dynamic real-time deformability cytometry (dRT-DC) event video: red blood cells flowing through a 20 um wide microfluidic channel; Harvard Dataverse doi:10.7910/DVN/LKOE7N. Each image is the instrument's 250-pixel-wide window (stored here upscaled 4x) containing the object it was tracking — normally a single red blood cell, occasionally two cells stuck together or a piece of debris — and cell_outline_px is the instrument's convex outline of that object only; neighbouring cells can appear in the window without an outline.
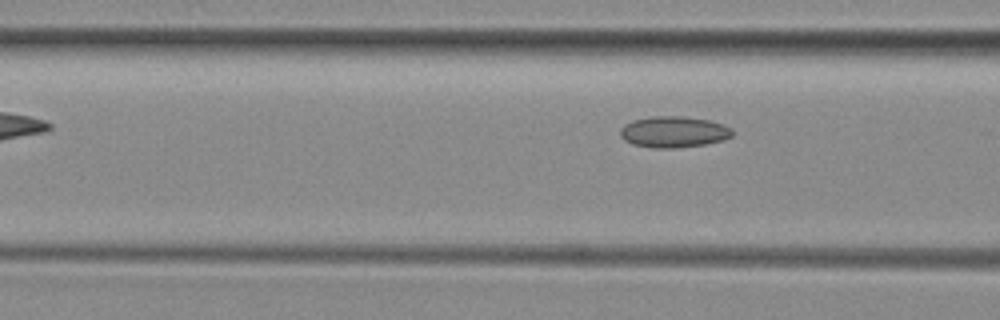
{"species": "common noctule bat (a hibernating species)", "species_latin": "Nyctalus noctula", "temperature_condition": "room temperature", "stored_images_in_passage": 3, "camera_frame_rate_fps": 3000, "um_per_image_px": 0.085, "animal": {"sex": "female", "body_mass_g": 29.2, "forearm_length_mm": 56.3}, "frame": {"image": 1, "passage_image": 3, "time_ms": 2.333, "image_size_px": [1000, 320], "cell_outline_px": [[732, 136], [724, 140], [704, 144], [676, 148], [652, 148], [632, 144], [624, 140], [620, 136], [620, 128], [624, 124], [632, 120], [652, 116], [684, 116], [708, 120], [724, 124], [732, 128]], "centroid_in_image_um": [57.24, 11.21], "position_along_channel_um": 109.4, "area_um2": 20.58}}